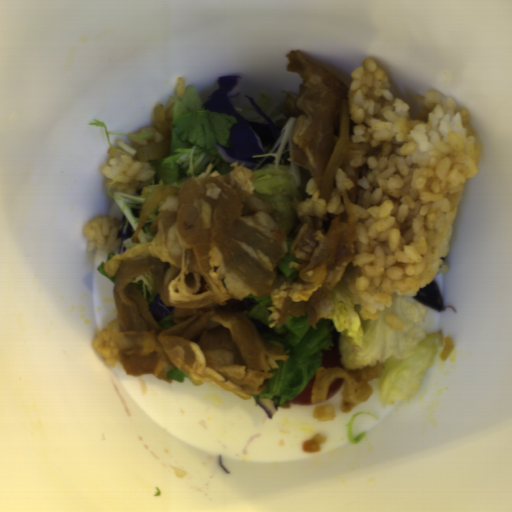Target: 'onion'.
Here are the masks:
<instances>
[{
    "label": "onion",
    "instance_id": "onion-1",
    "mask_svg": "<svg viewBox=\"0 0 512 512\" xmlns=\"http://www.w3.org/2000/svg\"><path fill=\"white\" fill-rule=\"evenodd\" d=\"M334 378H344L343 397L348 402L361 405L369 399L373 393L369 383H365L358 390H355L352 374L340 367H319L315 373V379L311 385L310 403L317 404L325 402L328 396L330 385Z\"/></svg>",
    "mask_w": 512,
    "mask_h": 512
},
{
    "label": "onion",
    "instance_id": "onion-2",
    "mask_svg": "<svg viewBox=\"0 0 512 512\" xmlns=\"http://www.w3.org/2000/svg\"><path fill=\"white\" fill-rule=\"evenodd\" d=\"M180 189V187L173 184H159L152 189L140 210L137 225L131 237L133 244H138L139 233L155 208L163 203L171 194L177 193Z\"/></svg>",
    "mask_w": 512,
    "mask_h": 512
},
{
    "label": "onion",
    "instance_id": "onion-3",
    "mask_svg": "<svg viewBox=\"0 0 512 512\" xmlns=\"http://www.w3.org/2000/svg\"><path fill=\"white\" fill-rule=\"evenodd\" d=\"M169 150L170 140L167 138L154 144L137 147L135 158L138 162L165 158L169 154Z\"/></svg>",
    "mask_w": 512,
    "mask_h": 512
}]
</instances>
